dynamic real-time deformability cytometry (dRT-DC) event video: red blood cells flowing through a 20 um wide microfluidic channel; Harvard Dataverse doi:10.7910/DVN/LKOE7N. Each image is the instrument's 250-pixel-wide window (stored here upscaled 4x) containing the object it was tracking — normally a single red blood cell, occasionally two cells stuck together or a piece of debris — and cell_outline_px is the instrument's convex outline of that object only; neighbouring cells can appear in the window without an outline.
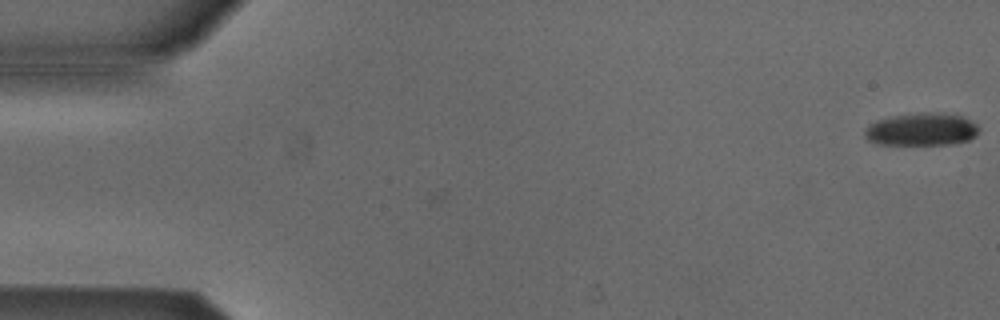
{"species": "Egyptian fruit bat (a non-hibernating species)", "species_latin": "Rousettus aegyptiacus", "temperature_condition": "cold", "stored_images_in_passage": 2, "camera_frame_rate_fps": 3000, "um_per_image_px": 0.085, "animal": {"sex": "male"}, "frame": {"image": 1, "passage_image": 2, "time_ms": 0.333, "image_size_px": [1000, 320], "cell_outline_px": [[980, 128], [976, 136], [968, 140], [952, 144], [876, 144], [868, 140], [864, 136], [864, 132], [872, 124], [880, 120], [896, 116], [960, 116], [976, 124]], "centroid_in_image_um": [78.34, 11.08], "position_along_channel_um": 6.7, "area_um2": 20.23}}